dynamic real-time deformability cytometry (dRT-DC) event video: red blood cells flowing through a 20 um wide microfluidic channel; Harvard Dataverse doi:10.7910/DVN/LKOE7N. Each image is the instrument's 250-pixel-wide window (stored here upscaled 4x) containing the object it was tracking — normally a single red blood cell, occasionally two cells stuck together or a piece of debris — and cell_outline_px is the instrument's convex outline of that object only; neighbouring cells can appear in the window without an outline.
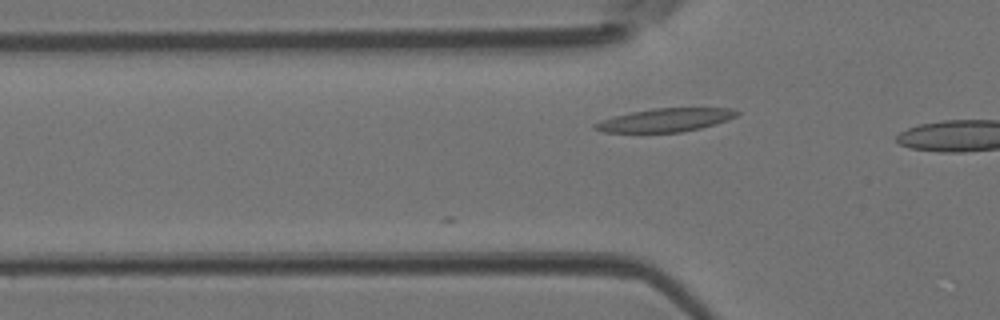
{"species": "Egyptian fruit bat (a non-hibernating species)", "species_latin": "Rousettus aegyptiacus", "temperature_condition": "room temperature", "stored_images_in_passage": 3, "camera_frame_rate_fps": 3000, "um_per_image_px": 0.085, "animal": {"sex": "female"}, "frame": {"image": 1, "passage_image": 3, "time_ms": 0.667, "image_size_px": [1000, 320], "cell_outline_px": [[740, 112], [736, 116], [728, 120], [700, 128], [680, 132], [604, 132], [592, 128], [592, 124], [600, 120], [612, 116], [632, 112], [656, 108], [732, 108]], "centroid_in_image_um": [56.53, 10.2], "position_along_channel_um": 69.3, "area_um2": 19.25}}